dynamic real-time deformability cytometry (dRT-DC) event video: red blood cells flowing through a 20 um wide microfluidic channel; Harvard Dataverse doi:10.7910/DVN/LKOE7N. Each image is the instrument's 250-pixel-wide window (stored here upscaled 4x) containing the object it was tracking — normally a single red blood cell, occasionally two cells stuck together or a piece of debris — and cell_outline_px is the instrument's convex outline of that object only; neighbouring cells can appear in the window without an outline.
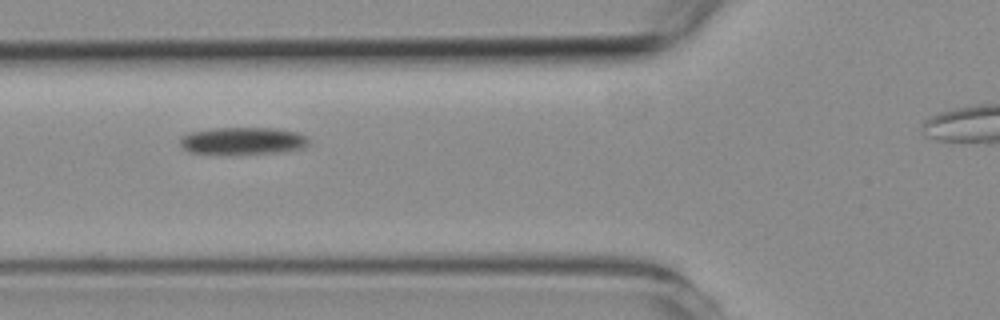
{"species": "common noctule bat (a hibernating species)", "species_latin": "Nyctalus noctula", "temperature_condition": "room temperature", "stored_images_in_passage": 5, "camera_frame_rate_fps": 3000, "um_per_image_px": 0.085, "animal": {"sex": "female", "body_mass_g": 19.3, "forearm_length_mm": 54.1}, "frame": {"image": 1, "passage_image": 4, "time_ms": 3.333, "image_size_px": [1000, 320], "cell_outline_px": [[312, 144], [304, 148], [284, 152], [236, 156], [224, 156], [188, 152], [180, 144], [180, 140], [184, 136], [192, 132], [212, 128], [276, 128], [296, 132], [304, 136]], "centroid_in_image_um": [20.66, 12.02], "position_along_channel_um": 105.1, "area_um2": 21.33}}